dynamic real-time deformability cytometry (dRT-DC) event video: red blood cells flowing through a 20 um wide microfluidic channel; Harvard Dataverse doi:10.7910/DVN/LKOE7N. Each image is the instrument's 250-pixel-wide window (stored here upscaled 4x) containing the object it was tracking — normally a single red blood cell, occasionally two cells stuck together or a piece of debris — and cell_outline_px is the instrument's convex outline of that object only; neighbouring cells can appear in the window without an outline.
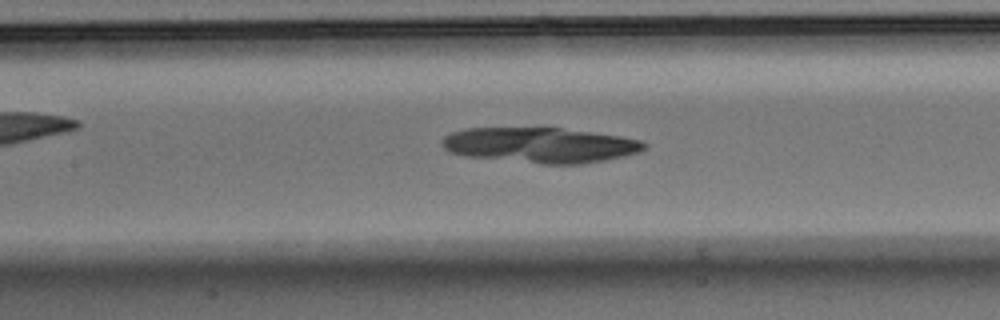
{"species": "Egyptian fruit bat (a non-hibernating species)", "species_latin": "Rousettus aegyptiacus", "temperature_condition": "warm", "stored_images_in_passage": 49, "camera_frame_rate_fps": 3000, "um_per_image_px": 0.085, "animal": {"sex": "male"}, "frame": {"image": 1, "passage_image": 23, "time_ms": 7.333, "image_size_px": [1000, 320], "cell_outline_px": [[648, 144], [640, 152], [624, 156], [604, 160], [580, 164], [544, 164], [468, 156], [448, 152], [440, 144], [440, 140], [444, 136], [452, 132], [464, 128], [560, 128], [620, 136], [640, 140]], "centroid_in_image_um": [45.89, 12.33], "position_along_channel_um": 161.5, "area_um2": 41.44}}